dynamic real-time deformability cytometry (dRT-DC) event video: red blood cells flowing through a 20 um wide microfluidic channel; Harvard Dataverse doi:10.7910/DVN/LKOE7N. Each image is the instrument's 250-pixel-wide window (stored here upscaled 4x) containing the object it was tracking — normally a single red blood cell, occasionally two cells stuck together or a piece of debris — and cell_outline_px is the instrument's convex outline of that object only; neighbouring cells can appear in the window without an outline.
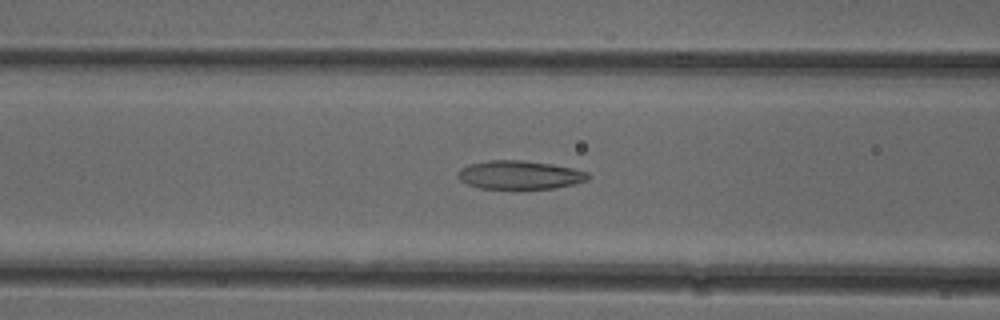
{"species": "common noctule bat (a hibernating species)", "species_latin": "Nyctalus noctula", "temperature_condition": "cold", "stored_images_in_passage": 42, "camera_frame_rate_fps": 3000, "um_per_image_px": 0.085, "animal": {"sex": "female"}, "frame": {"image": 1, "passage_image": 21, "time_ms": 6.667, "image_size_px": [1000, 320], "cell_outline_px": [[588, 180], [556, 188], [480, 188], [468, 184], [460, 180], [456, 176], [456, 172], [460, 168], [468, 164], [488, 160], [524, 160], [552, 164], [572, 168], [588, 172]], "centroid_in_image_um": [44.12, 14.85], "position_along_channel_um": 122.5, "area_um2": 21.62}}
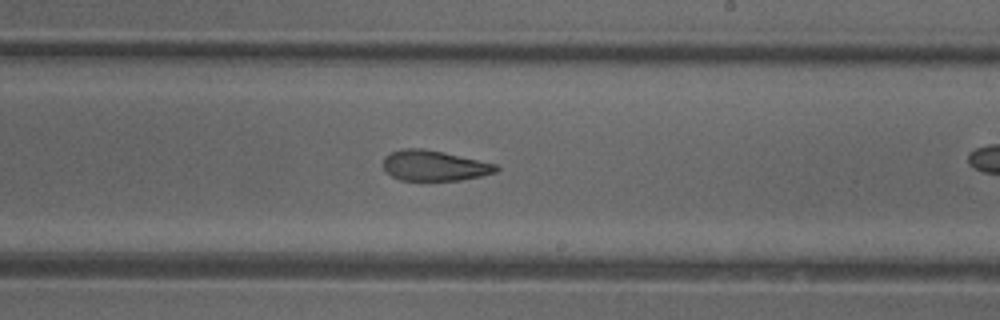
{"frame": {"image": 2, "passage_image": 31, "time_ms": 10.0, "image_size_px": [1000, 320], "cell_outline_px": [[500, 168], [496, 172], [480, 176], [460, 180], [400, 180], [392, 176], [384, 168], [384, 156], [392, 152], [404, 148], [424, 148], [496, 164]], "centroid_in_image_um": [36.91, 14.08], "position_along_channel_um": 252.1, "area_um2": 19.77}}
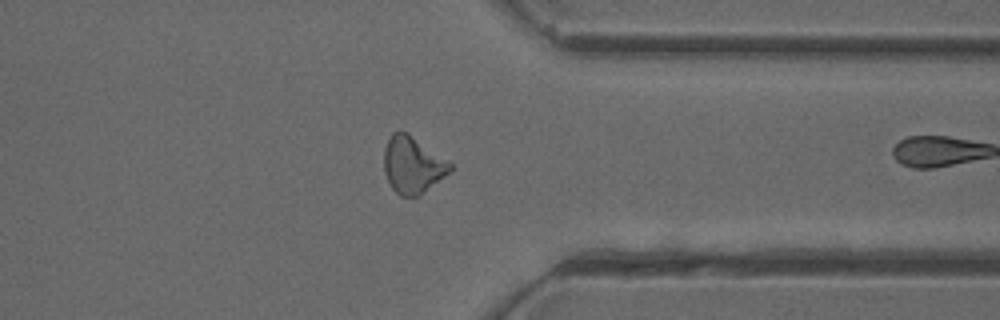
{"frame": {"image": 3, "passage_image": 41, "time_ms": 13.333, "image_size_px": [1000, 320], "cell_outline_px": [[452, 168], [444, 176], [420, 196], [400, 196], [392, 188], [384, 172], [384, 148], [392, 132], [400, 128], [408, 132], [448, 160], [452, 164]], "centroid_in_image_um": [35.05, 13.98], "position_along_channel_um": 376.3, "area_um2": 22.02}}